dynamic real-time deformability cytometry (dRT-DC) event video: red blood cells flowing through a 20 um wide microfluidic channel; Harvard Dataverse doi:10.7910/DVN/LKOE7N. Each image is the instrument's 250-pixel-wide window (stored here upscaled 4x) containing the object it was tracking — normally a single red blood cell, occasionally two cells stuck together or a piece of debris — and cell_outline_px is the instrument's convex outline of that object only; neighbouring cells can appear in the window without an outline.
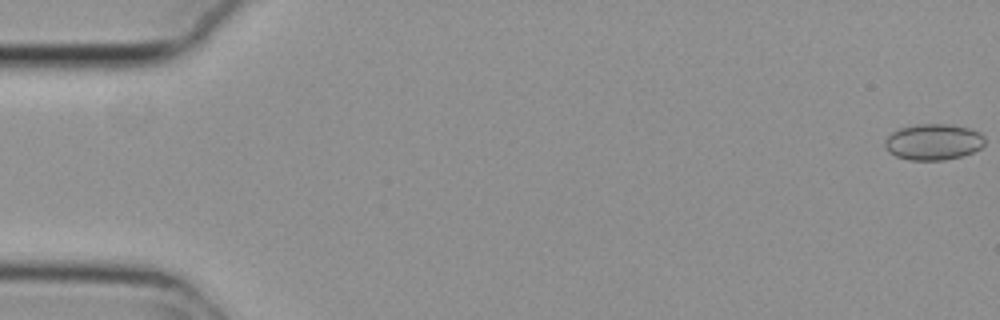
{"species": "common noctule bat (a hibernating species)", "species_latin": "Nyctalus noctula", "temperature_condition": "cold", "stored_images_in_passage": 52, "camera_frame_rate_fps": 3000, "um_per_image_px": 0.085, "animal": {"sex": "female", "body_mass_g": 29.2, "forearm_length_mm": 56.3}, "frame": {"image": 1, "passage_image": 1, "time_ms": 0.0, "image_size_px": [1000, 320], "cell_outline_px": [[984, 144], [980, 148], [972, 152], [960, 156], [944, 160], [912, 160], [896, 156], [888, 152], [884, 148], [884, 140], [892, 132], [900, 128], [916, 124], [952, 124], [968, 128], [980, 132], [984, 136]], "centroid_in_image_um": [79.31, 12.05], "position_along_channel_um": 5.7, "area_um2": 21.1}}
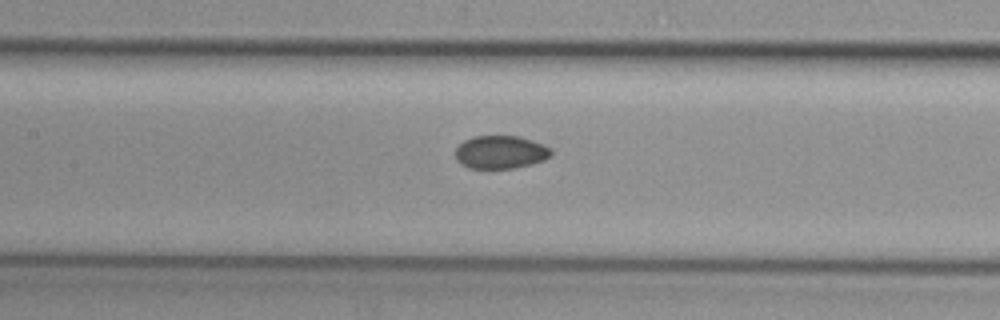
{"frame": {"image": 2, "passage_image": 26, "time_ms": 8.333, "image_size_px": [1000, 320], "cell_outline_px": [[552, 156], [544, 160], [532, 164], [516, 168], [468, 168], [460, 164], [456, 160], [456, 148], [464, 140], [472, 136], [520, 136], [544, 144], [552, 148]], "centroid_in_image_um": [42.57, 12.93], "position_along_channel_um": 164.8, "area_um2": 18.73}}
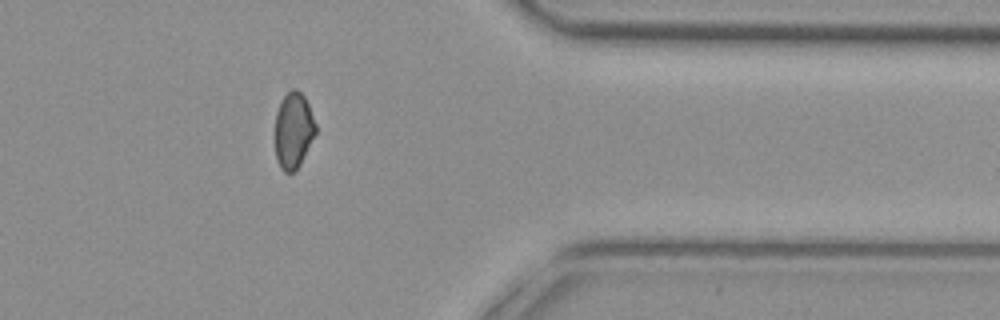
{"frame": {"image": 3, "passage_image": 45, "time_ms": 14.667, "image_size_px": [1000, 320], "cell_outline_px": [[316, 132], [300, 164], [292, 172], [284, 172], [280, 168], [276, 160], [276, 112], [284, 96], [292, 88], [296, 88], [304, 96], [308, 104], [316, 124]], "centroid_in_image_um": [24.94, 11.08], "position_along_channel_um": 386.5, "area_um2": 17.74}}